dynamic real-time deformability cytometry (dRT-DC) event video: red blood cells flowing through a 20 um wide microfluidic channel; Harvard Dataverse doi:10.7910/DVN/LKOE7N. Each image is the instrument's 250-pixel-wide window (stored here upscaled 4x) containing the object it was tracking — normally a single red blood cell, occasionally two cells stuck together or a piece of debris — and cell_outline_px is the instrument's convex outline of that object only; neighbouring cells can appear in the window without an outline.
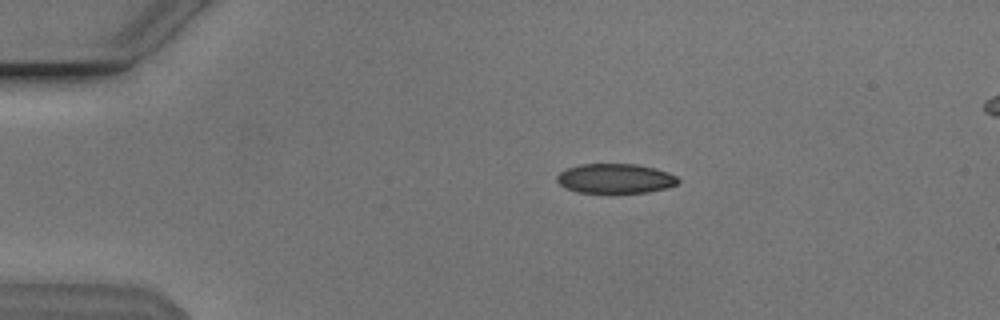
{"species": "Egyptian fruit bat (a non-hibernating species)", "species_latin": "Rousettus aegyptiacus", "temperature_condition": "cold", "stored_images_in_passage": 34, "camera_frame_rate_fps": 3000, "um_per_image_px": 0.085, "animal": {"sex": "male"}, "frame": {"image": 1, "passage_image": 1, "time_ms": 0.0, "image_size_px": [1000, 320], "cell_outline_px": [[680, 180], [676, 184], [664, 188], [648, 192], [576, 192], [560, 184], [556, 180], [556, 176], [560, 172], [568, 168], [580, 164], [636, 164], [656, 168], [668, 172], [676, 176]], "centroid_in_image_um": [52.3, 15.16], "position_along_channel_um": 32.7, "area_um2": 20.69}}
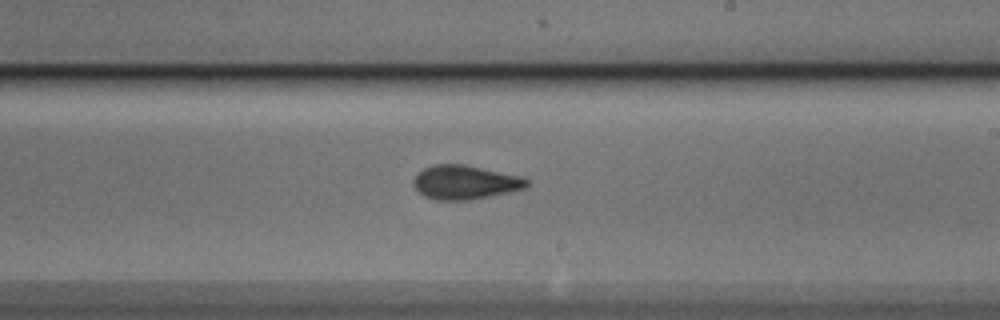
{"frame": {"image": 2, "passage_image": 22, "time_ms": 7.0, "image_size_px": [1000, 320], "cell_outline_px": [[528, 188], [468, 200], [436, 200], [424, 196], [412, 184], [412, 180], [416, 172], [432, 164], [464, 164], [520, 176], [528, 180]], "centroid_in_image_um": [39.48, 15.49], "position_along_channel_um": 249.5, "area_um2": 22.48}}
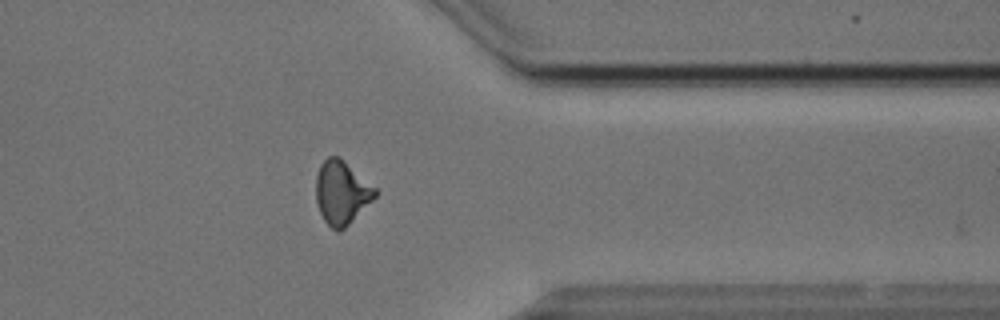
{"frame": {"image": 3, "passage_image": 33, "time_ms": 10.667, "image_size_px": [1000, 320], "cell_outline_px": [[380, 192], [340, 232], [332, 228], [324, 220], [320, 212], [316, 200], [316, 176], [320, 164], [328, 156], [340, 156], [376, 188]], "centroid_in_image_um": [29.03, 16.33], "position_along_channel_um": 382.4, "area_um2": 21.79}}